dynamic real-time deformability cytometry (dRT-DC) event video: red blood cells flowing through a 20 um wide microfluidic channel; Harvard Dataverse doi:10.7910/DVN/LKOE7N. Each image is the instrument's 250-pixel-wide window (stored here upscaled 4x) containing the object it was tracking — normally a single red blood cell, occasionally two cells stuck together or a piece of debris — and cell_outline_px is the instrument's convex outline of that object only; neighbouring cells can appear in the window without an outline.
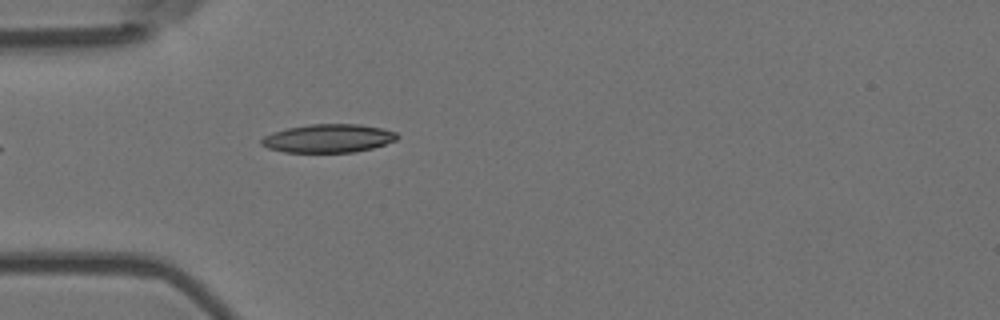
{"species": "Egyptian fruit bat (a non-hibernating species)", "species_latin": "Rousettus aegyptiacus", "temperature_condition": "room temperature", "stored_images_in_passage": 4, "camera_frame_rate_fps": 3000, "um_per_image_px": 0.085, "animal": {"sex": "female"}, "frame": {"image": 1, "passage_image": 4, "time_ms": 1.0, "image_size_px": [1000, 320], "cell_outline_px": [[400, 136], [396, 140], [372, 148], [356, 152], [284, 152], [268, 148], [260, 144], [260, 140], [264, 136], [272, 132], [288, 128], [308, 124], [360, 124], [380, 128], [396, 132]], "centroid_in_image_um": [27.89, 11.76], "position_along_channel_um": 57.1, "area_um2": 22.48}}